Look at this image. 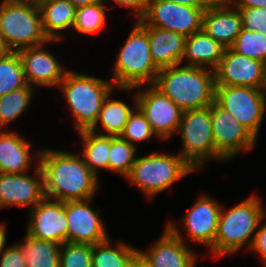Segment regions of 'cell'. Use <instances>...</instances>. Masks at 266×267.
<instances>
[{
  "label": "cell",
  "instance_id": "obj_46",
  "mask_svg": "<svg viewBox=\"0 0 266 267\" xmlns=\"http://www.w3.org/2000/svg\"><path fill=\"white\" fill-rule=\"evenodd\" d=\"M4 52V49L2 48L1 44H0V55Z\"/></svg>",
  "mask_w": 266,
  "mask_h": 267
},
{
  "label": "cell",
  "instance_id": "obj_19",
  "mask_svg": "<svg viewBox=\"0 0 266 267\" xmlns=\"http://www.w3.org/2000/svg\"><path fill=\"white\" fill-rule=\"evenodd\" d=\"M265 63L226 48L215 72V85L259 89Z\"/></svg>",
  "mask_w": 266,
  "mask_h": 267
},
{
  "label": "cell",
  "instance_id": "obj_32",
  "mask_svg": "<svg viewBox=\"0 0 266 267\" xmlns=\"http://www.w3.org/2000/svg\"><path fill=\"white\" fill-rule=\"evenodd\" d=\"M137 147L119 136H110L109 170L124 178L129 174L136 159Z\"/></svg>",
  "mask_w": 266,
  "mask_h": 267
},
{
  "label": "cell",
  "instance_id": "obj_36",
  "mask_svg": "<svg viewBox=\"0 0 266 267\" xmlns=\"http://www.w3.org/2000/svg\"><path fill=\"white\" fill-rule=\"evenodd\" d=\"M241 15L244 30L258 31L266 35V8H236Z\"/></svg>",
  "mask_w": 266,
  "mask_h": 267
},
{
  "label": "cell",
  "instance_id": "obj_6",
  "mask_svg": "<svg viewBox=\"0 0 266 267\" xmlns=\"http://www.w3.org/2000/svg\"><path fill=\"white\" fill-rule=\"evenodd\" d=\"M63 92L74 116L76 131L89 130L96 122L104 99L116 89L111 80H103L67 70L57 86Z\"/></svg>",
  "mask_w": 266,
  "mask_h": 267
},
{
  "label": "cell",
  "instance_id": "obj_39",
  "mask_svg": "<svg viewBox=\"0 0 266 267\" xmlns=\"http://www.w3.org/2000/svg\"><path fill=\"white\" fill-rule=\"evenodd\" d=\"M117 5L131 8L135 18L139 20L145 13L148 0H112Z\"/></svg>",
  "mask_w": 266,
  "mask_h": 267
},
{
  "label": "cell",
  "instance_id": "obj_30",
  "mask_svg": "<svg viewBox=\"0 0 266 267\" xmlns=\"http://www.w3.org/2000/svg\"><path fill=\"white\" fill-rule=\"evenodd\" d=\"M34 88L26 87L14 90L0 97V129L8 125L24 113L33 98Z\"/></svg>",
  "mask_w": 266,
  "mask_h": 267
},
{
  "label": "cell",
  "instance_id": "obj_25",
  "mask_svg": "<svg viewBox=\"0 0 266 267\" xmlns=\"http://www.w3.org/2000/svg\"><path fill=\"white\" fill-rule=\"evenodd\" d=\"M112 93L113 91L104 99L97 120L89 130L97 133V129H102L101 127H103L101 131L105 130L106 133L100 132V135L116 137L122 133L129 115L134 109H131L130 106L121 100H117L116 98L111 99L110 96ZM98 124H101V126H98Z\"/></svg>",
  "mask_w": 266,
  "mask_h": 267
},
{
  "label": "cell",
  "instance_id": "obj_21",
  "mask_svg": "<svg viewBox=\"0 0 266 267\" xmlns=\"http://www.w3.org/2000/svg\"><path fill=\"white\" fill-rule=\"evenodd\" d=\"M147 35L152 60L159 69L181 64L186 36L150 26H147Z\"/></svg>",
  "mask_w": 266,
  "mask_h": 267
},
{
  "label": "cell",
  "instance_id": "obj_42",
  "mask_svg": "<svg viewBox=\"0 0 266 267\" xmlns=\"http://www.w3.org/2000/svg\"><path fill=\"white\" fill-rule=\"evenodd\" d=\"M129 267H152L146 259L138 252Z\"/></svg>",
  "mask_w": 266,
  "mask_h": 267
},
{
  "label": "cell",
  "instance_id": "obj_23",
  "mask_svg": "<svg viewBox=\"0 0 266 267\" xmlns=\"http://www.w3.org/2000/svg\"><path fill=\"white\" fill-rule=\"evenodd\" d=\"M41 13L42 29L48 40H63L61 33L72 28L76 7L69 0H36ZM61 34V35H60Z\"/></svg>",
  "mask_w": 266,
  "mask_h": 267
},
{
  "label": "cell",
  "instance_id": "obj_20",
  "mask_svg": "<svg viewBox=\"0 0 266 267\" xmlns=\"http://www.w3.org/2000/svg\"><path fill=\"white\" fill-rule=\"evenodd\" d=\"M238 9L225 0H215L203 14L202 30L225 48H230L242 31Z\"/></svg>",
  "mask_w": 266,
  "mask_h": 267
},
{
  "label": "cell",
  "instance_id": "obj_9",
  "mask_svg": "<svg viewBox=\"0 0 266 267\" xmlns=\"http://www.w3.org/2000/svg\"><path fill=\"white\" fill-rule=\"evenodd\" d=\"M215 101L258 138L266 111V103L259 89L216 85Z\"/></svg>",
  "mask_w": 266,
  "mask_h": 267
},
{
  "label": "cell",
  "instance_id": "obj_29",
  "mask_svg": "<svg viewBox=\"0 0 266 267\" xmlns=\"http://www.w3.org/2000/svg\"><path fill=\"white\" fill-rule=\"evenodd\" d=\"M27 85L18 52L4 51L0 55V97Z\"/></svg>",
  "mask_w": 266,
  "mask_h": 267
},
{
  "label": "cell",
  "instance_id": "obj_3",
  "mask_svg": "<svg viewBox=\"0 0 266 267\" xmlns=\"http://www.w3.org/2000/svg\"><path fill=\"white\" fill-rule=\"evenodd\" d=\"M56 40H48L42 29L36 0H1L0 44L4 51H18Z\"/></svg>",
  "mask_w": 266,
  "mask_h": 267
},
{
  "label": "cell",
  "instance_id": "obj_22",
  "mask_svg": "<svg viewBox=\"0 0 266 267\" xmlns=\"http://www.w3.org/2000/svg\"><path fill=\"white\" fill-rule=\"evenodd\" d=\"M31 145L14 131L0 129V173H28L33 159Z\"/></svg>",
  "mask_w": 266,
  "mask_h": 267
},
{
  "label": "cell",
  "instance_id": "obj_44",
  "mask_svg": "<svg viewBox=\"0 0 266 267\" xmlns=\"http://www.w3.org/2000/svg\"><path fill=\"white\" fill-rule=\"evenodd\" d=\"M260 93L263 96L265 103H266V63L263 70L262 80L259 87Z\"/></svg>",
  "mask_w": 266,
  "mask_h": 267
},
{
  "label": "cell",
  "instance_id": "obj_1",
  "mask_svg": "<svg viewBox=\"0 0 266 267\" xmlns=\"http://www.w3.org/2000/svg\"><path fill=\"white\" fill-rule=\"evenodd\" d=\"M39 167L43 173L45 197L65 201L94 198L100 182L83 157L62 150L42 149Z\"/></svg>",
  "mask_w": 266,
  "mask_h": 267
},
{
  "label": "cell",
  "instance_id": "obj_16",
  "mask_svg": "<svg viewBox=\"0 0 266 267\" xmlns=\"http://www.w3.org/2000/svg\"><path fill=\"white\" fill-rule=\"evenodd\" d=\"M92 199L66 201L68 242L95 245L109 238L101 210L91 207Z\"/></svg>",
  "mask_w": 266,
  "mask_h": 267
},
{
  "label": "cell",
  "instance_id": "obj_38",
  "mask_svg": "<svg viewBox=\"0 0 266 267\" xmlns=\"http://www.w3.org/2000/svg\"><path fill=\"white\" fill-rule=\"evenodd\" d=\"M263 220L264 217L259 222L250 251L257 253L258 258L261 259L263 265L266 267V221L262 222Z\"/></svg>",
  "mask_w": 266,
  "mask_h": 267
},
{
  "label": "cell",
  "instance_id": "obj_26",
  "mask_svg": "<svg viewBox=\"0 0 266 267\" xmlns=\"http://www.w3.org/2000/svg\"><path fill=\"white\" fill-rule=\"evenodd\" d=\"M21 249L27 267H59L61 245L53 241L35 239L25 233Z\"/></svg>",
  "mask_w": 266,
  "mask_h": 267
},
{
  "label": "cell",
  "instance_id": "obj_15",
  "mask_svg": "<svg viewBox=\"0 0 266 267\" xmlns=\"http://www.w3.org/2000/svg\"><path fill=\"white\" fill-rule=\"evenodd\" d=\"M162 236L147 251L138 252L152 267H196L197 255L188 245L175 223L165 225Z\"/></svg>",
  "mask_w": 266,
  "mask_h": 267
},
{
  "label": "cell",
  "instance_id": "obj_41",
  "mask_svg": "<svg viewBox=\"0 0 266 267\" xmlns=\"http://www.w3.org/2000/svg\"><path fill=\"white\" fill-rule=\"evenodd\" d=\"M195 8H208L215 0H167Z\"/></svg>",
  "mask_w": 266,
  "mask_h": 267
},
{
  "label": "cell",
  "instance_id": "obj_34",
  "mask_svg": "<svg viewBox=\"0 0 266 267\" xmlns=\"http://www.w3.org/2000/svg\"><path fill=\"white\" fill-rule=\"evenodd\" d=\"M231 48L241 55L266 63V35L263 33L242 29Z\"/></svg>",
  "mask_w": 266,
  "mask_h": 267
},
{
  "label": "cell",
  "instance_id": "obj_43",
  "mask_svg": "<svg viewBox=\"0 0 266 267\" xmlns=\"http://www.w3.org/2000/svg\"><path fill=\"white\" fill-rule=\"evenodd\" d=\"M5 223H0V253L6 247V240H7V228Z\"/></svg>",
  "mask_w": 266,
  "mask_h": 267
},
{
  "label": "cell",
  "instance_id": "obj_27",
  "mask_svg": "<svg viewBox=\"0 0 266 267\" xmlns=\"http://www.w3.org/2000/svg\"><path fill=\"white\" fill-rule=\"evenodd\" d=\"M78 134L84 148L83 152L79 153L89 169L96 176L100 169L109 171L110 136L100 135L91 130L78 131Z\"/></svg>",
  "mask_w": 266,
  "mask_h": 267
},
{
  "label": "cell",
  "instance_id": "obj_31",
  "mask_svg": "<svg viewBox=\"0 0 266 267\" xmlns=\"http://www.w3.org/2000/svg\"><path fill=\"white\" fill-rule=\"evenodd\" d=\"M106 1L77 7L72 29L80 34H92L102 28L106 19Z\"/></svg>",
  "mask_w": 266,
  "mask_h": 267
},
{
  "label": "cell",
  "instance_id": "obj_10",
  "mask_svg": "<svg viewBox=\"0 0 266 267\" xmlns=\"http://www.w3.org/2000/svg\"><path fill=\"white\" fill-rule=\"evenodd\" d=\"M206 9L167 0H148L146 11L139 21L145 26L177 32L188 37L202 30Z\"/></svg>",
  "mask_w": 266,
  "mask_h": 267
},
{
  "label": "cell",
  "instance_id": "obj_12",
  "mask_svg": "<svg viewBox=\"0 0 266 267\" xmlns=\"http://www.w3.org/2000/svg\"><path fill=\"white\" fill-rule=\"evenodd\" d=\"M211 123L216 161L235 158L240 152L251 151L257 139L216 101L211 104Z\"/></svg>",
  "mask_w": 266,
  "mask_h": 267
},
{
  "label": "cell",
  "instance_id": "obj_28",
  "mask_svg": "<svg viewBox=\"0 0 266 267\" xmlns=\"http://www.w3.org/2000/svg\"><path fill=\"white\" fill-rule=\"evenodd\" d=\"M110 237L92 245V267H129L138 249L125 242H118L115 248Z\"/></svg>",
  "mask_w": 266,
  "mask_h": 267
},
{
  "label": "cell",
  "instance_id": "obj_5",
  "mask_svg": "<svg viewBox=\"0 0 266 267\" xmlns=\"http://www.w3.org/2000/svg\"><path fill=\"white\" fill-rule=\"evenodd\" d=\"M222 207L215 236V257L235 254L245 244L250 249L259 222L266 216L257 195H250L229 210Z\"/></svg>",
  "mask_w": 266,
  "mask_h": 267
},
{
  "label": "cell",
  "instance_id": "obj_18",
  "mask_svg": "<svg viewBox=\"0 0 266 267\" xmlns=\"http://www.w3.org/2000/svg\"><path fill=\"white\" fill-rule=\"evenodd\" d=\"M46 44L18 50L25 79L29 86L53 88L63 80L68 69L63 67L56 56L45 50Z\"/></svg>",
  "mask_w": 266,
  "mask_h": 267
},
{
  "label": "cell",
  "instance_id": "obj_4",
  "mask_svg": "<svg viewBox=\"0 0 266 267\" xmlns=\"http://www.w3.org/2000/svg\"><path fill=\"white\" fill-rule=\"evenodd\" d=\"M134 25L114 63L110 80L116 88L142 89L154 84L160 70L151 57L147 26L139 20Z\"/></svg>",
  "mask_w": 266,
  "mask_h": 267
},
{
  "label": "cell",
  "instance_id": "obj_37",
  "mask_svg": "<svg viewBox=\"0 0 266 267\" xmlns=\"http://www.w3.org/2000/svg\"><path fill=\"white\" fill-rule=\"evenodd\" d=\"M25 260L17 244L6 246L0 253V267H27Z\"/></svg>",
  "mask_w": 266,
  "mask_h": 267
},
{
  "label": "cell",
  "instance_id": "obj_7",
  "mask_svg": "<svg viewBox=\"0 0 266 267\" xmlns=\"http://www.w3.org/2000/svg\"><path fill=\"white\" fill-rule=\"evenodd\" d=\"M194 171L180 154L175 156L157 151L136 158L125 179L151 199Z\"/></svg>",
  "mask_w": 266,
  "mask_h": 267
},
{
  "label": "cell",
  "instance_id": "obj_40",
  "mask_svg": "<svg viewBox=\"0 0 266 267\" xmlns=\"http://www.w3.org/2000/svg\"><path fill=\"white\" fill-rule=\"evenodd\" d=\"M234 8H266V0H225Z\"/></svg>",
  "mask_w": 266,
  "mask_h": 267
},
{
  "label": "cell",
  "instance_id": "obj_8",
  "mask_svg": "<svg viewBox=\"0 0 266 267\" xmlns=\"http://www.w3.org/2000/svg\"><path fill=\"white\" fill-rule=\"evenodd\" d=\"M180 155L197 171L205 161L216 159L211 123V105L182 112L178 128Z\"/></svg>",
  "mask_w": 266,
  "mask_h": 267
},
{
  "label": "cell",
  "instance_id": "obj_35",
  "mask_svg": "<svg viewBox=\"0 0 266 267\" xmlns=\"http://www.w3.org/2000/svg\"><path fill=\"white\" fill-rule=\"evenodd\" d=\"M59 267H92V245L63 243L61 245Z\"/></svg>",
  "mask_w": 266,
  "mask_h": 267
},
{
  "label": "cell",
  "instance_id": "obj_33",
  "mask_svg": "<svg viewBox=\"0 0 266 267\" xmlns=\"http://www.w3.org/2000/svg\"><path fill=\"white\" fill-rule=\"evenodd\" d=\"M134 94V110L129 115L128 121L119 137L137 147L136 142H144L148 139H151L153 136H155L157 139L159 138L153 132L145 115L137 107L136 93Z\"/></svg>",
  "mask_w": 266,
  "mask_h": 267
},
{
  "label": "cell",
  "instance_id": "obj_17",
  "mask_svg": "<svg viewBox=\"0 0 266 267\" xmlns=\"http://www.w3.org/2000/svg\"><path fill=\"white\" fill-rule=\"evenodd\" d=\"M221 205L209 195H200L183 217V227L191 242L206 246L215 258V236Z\"/></svg>",
  "mask_w": 266,
  "mask_h": 267
},
{
  "label": "cell",
  "instance_id": "obj_14",
  "mask_svg": "<svg viewBox=\"0 0 266 267\" xmlns=\"http://www.w3.org/2000/svg\"><path fill=\"white\" fill-rule=\"evenodd\" d=\"M28 221L27 235L59 244L68 242L66 201L44 197L33 209H30Z\"/></svg>",
  "mask_w": 266,
  "mask_h": 267
},
{
  "label": "cell",
  "instance_id": "obj_13",
  "mask_svg": "<svg viewBox=\"0 0 266 267\" xmlns=\"http://www.w3.org/2000/svg\"><path fill=\"white\" fill-rule=\"evenodd\" d=\"M37 152L36 167L32 175L26 173H0V209L17 206L33 209L44 197L43 173L39 167Z\"/></svg>",
  "mask_w": 266,
  "mask_h": 267
},
{
  "label": "cell",
  "instance_id": "obj_45",
  "mask_svg": "<svg viewBox=\"0 0 266 267\" xmlns=\"http://www.w3.org/2000/svg\"><path fill=\"white\" fill-rule=\"evenodd\" d=\"M69 1L77 8L85 5L94 4L100 0H69Z\"/></svg>",
  "mask_w": 266,
  "mask_h": 267
},
{
  "label": "cell",
  "instance_id": "obj_11",
  "mask_svg": "<svg viewBox=\"0 0 266 267\" xmlns=\"http://www.w3.org/2000/svg\"><path fill=\"white\" fill-rule=\"evenodd\" d=\"M120 91H135L137 107L145 115L155 135L162 141L172 138L178 131L182 110L153 84L136 91L135 88H117Z\"/></svg>",
  "mask_w": 266,
  "mask_h": 267
},
{
  "label": "cell",
  "instance_id": "obj_24",
  "mask_svg": "<svg viewBox=\"0 0 266 267\" xmlns=\"http://www.w3.org/2000/svg\"><path fill=\"white\" fill-rule=\"evenodd\" d=\"M225 49V47L212 39L203 30H200L186 38L181 63L186 61L187 66L215 70L219 65Z\"/></svg>",
  "mask_w": 266,
  "mask_h": 267
},
{
  "label": "cell",
  "instance_id": "obj_2",
  "mask_svg": "<svg viewBox=\"0 0 266 267\" xmlns=\"http://www.w3.org/2000/svg\"><path fill=\"white\" fill-rule=\"evenodd\" d=\"M180 65L161 68L153 85L182 111L210 106L215 101L214 70Z\"/></svg>",
  "mask_w": 266,
  "mask_h": 267
}]
</instances>
